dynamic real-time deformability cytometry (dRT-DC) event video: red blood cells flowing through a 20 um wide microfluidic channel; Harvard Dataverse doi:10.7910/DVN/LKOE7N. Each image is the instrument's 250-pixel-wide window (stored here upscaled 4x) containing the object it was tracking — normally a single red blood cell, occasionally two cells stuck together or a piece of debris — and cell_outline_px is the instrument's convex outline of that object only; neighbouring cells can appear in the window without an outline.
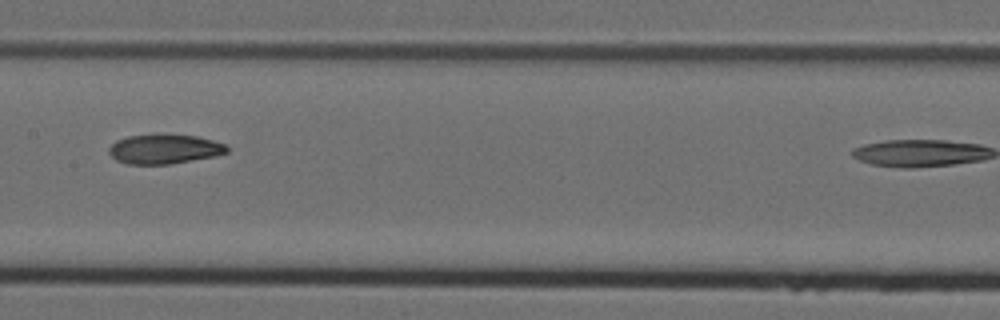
{"species": "Egyptian fruit bat (a non-hibernating species)", "species_latin": "Rousettus aegyptiacus", "temperature_condition": "cold", "stored_images_in_passage": 8, "camera_frame_rate_fps": 3000, "um_per_image_px": 0.085, "animal": {"sex": "female"}, "frame": {"image": 1, "passage_image": 7, "time_ms": 2.0, "image_size_px": [1000, 320], "cell_outline_px": [[228, 152], [212, 156], [172, 164], [128, 164], [116, 160], [108, 152], [108, 148], [116, 140], [128, 136], [196, 136], [212, 140], [224, 144], [228, 148]], "centroid_in_image_um": [13.94, 12.7], "position_along_channel_um": 193.5, "area_um2": 19.65}}